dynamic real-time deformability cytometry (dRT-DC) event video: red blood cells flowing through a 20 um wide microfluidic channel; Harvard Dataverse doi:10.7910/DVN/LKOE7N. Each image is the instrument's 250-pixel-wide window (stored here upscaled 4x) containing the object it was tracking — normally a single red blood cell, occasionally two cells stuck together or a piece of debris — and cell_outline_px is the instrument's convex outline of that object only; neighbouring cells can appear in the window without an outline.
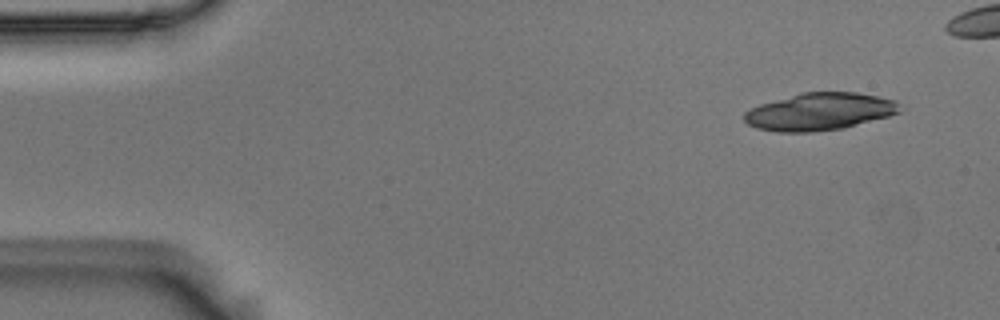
{"species": "Egyptian fruit bat (a non-hibernating species)", "species_latin": "Rousettus aegyptiacus", "temperature_condition": "room temperature", "stored_images_in_passage": 7, "camera_frame_rate_fps": 3000, "um_per_image_px": 0.085, "animal": {"sex": "male"}, "frame": {"image": 1, "passage_image": 2, "time_ms": 0.333, "image_size_px": [1000, 320], "cell_outline_px": [[904, 108], [900, 112], [888, 116], [844, 128], [812, 132], [776, 132], [756, 128], [748, 124], [744, 120], [744, 112], [760, 104], [800, 92], [856, 92], [880, 96], [896, 100]], "centroid_in_image_um": [69.7, 9.48], "position_along_channel_um": 15.3, "area_um2": 34.16}}
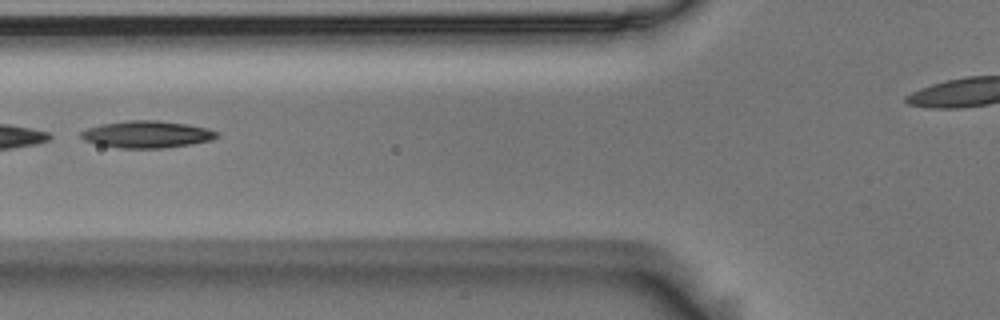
{"frame": {"image": 2, "passage_image": 7, "time_ms": 2.0, "image_size_px": [1000, 320], "cell_outline_px": [[220, 136], [212, 140], [192, 144], [164, 148], [120, 148], [96, 144], [84, 140], [80, 136], [80, 132], [88, 128], [100, 124], [128, 120], [156, 120], [188, 124], [208, 128], [220, 132]], "centroid_in_image_um": [12.53, 11.42], "position_along_channel_um": 113.3, "area_um2": 21.62}}